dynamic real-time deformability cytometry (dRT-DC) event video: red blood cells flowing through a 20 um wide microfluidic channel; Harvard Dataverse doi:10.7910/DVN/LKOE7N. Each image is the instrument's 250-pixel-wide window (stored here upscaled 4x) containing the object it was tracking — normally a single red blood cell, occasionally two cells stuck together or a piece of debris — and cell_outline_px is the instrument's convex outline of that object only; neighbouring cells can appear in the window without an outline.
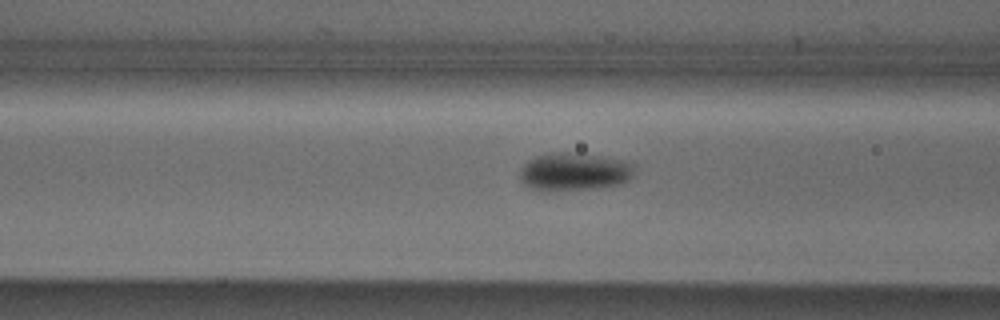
{"species": "Egyptian fruit bat (a non-hibernating species)", "species_latin": "Rousettus aegyptiacus", "temperature_condition": "cold", "stored_images_in_passage": 16, "camera_frame_rate_fps": 3000, "um_per_image_px": 0.085, "animal": {"sex": "male"}, "frame": {"image": 1, "passage_image": 7, "time_ms": 2.0, "image_size_px": [1000, 320], "cell_outline_px": [[632, 176], [624, 184], [596, 188], [548, 192], [540, 192], [528, 188], [520, 180], [520, 168], [524, 164], [536, 156], [560, 152], [584, 152], [620, 160], [632, 164]], "centroid_in_image_um": [48.76, 14.62], "position_along_channel_um": 117.8, "area_um2": 25.78}}
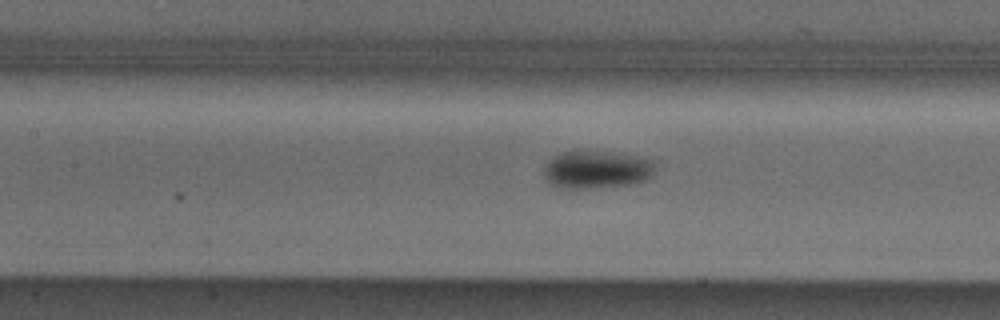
{"frame": {"image": 2, "passage_image": 10, "time_ms": 3.0, "image_size_px": [1000, 320], "cell_outline_px": [[652, 176], [644, 180], [632, 184], [588, 188], [556, 188], [548, 184], [544, 176], [544, 168], [548, 160], [560, 152], [576, 148], [580, 148], [632, 156], [652, 160]], "centroid_in_image_um": [50.58, 14.39], "position_along_channel_um": 156.8, "area_um2": 24.8}}
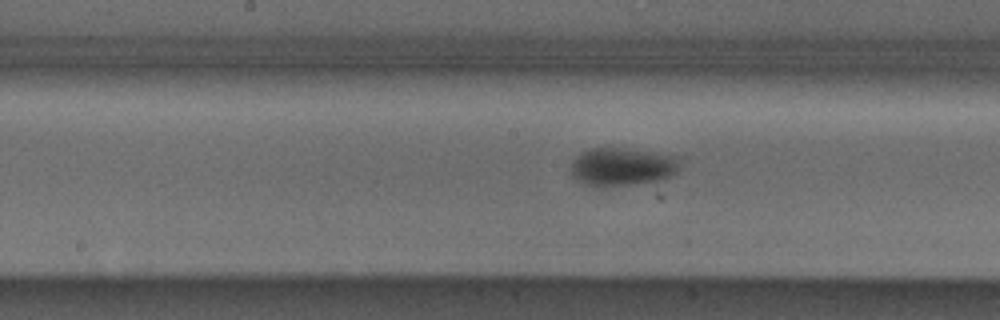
{"frame": {"image": 3, "passage_image": 13, "time_ms": 4.0, "image_size_px": [1000, 320], "cell_outline_px": [[684, 156], [676, 172], [668, 176], [656, 180], [632, 184], [584, 184], [572, 176], [572, 160], [580, 152], [588, 148], [616, 148]], "centroid_in_image_um": [52.92, 14.12], "position_along_channel_um": 195.3, "area_um2": 23.64}}